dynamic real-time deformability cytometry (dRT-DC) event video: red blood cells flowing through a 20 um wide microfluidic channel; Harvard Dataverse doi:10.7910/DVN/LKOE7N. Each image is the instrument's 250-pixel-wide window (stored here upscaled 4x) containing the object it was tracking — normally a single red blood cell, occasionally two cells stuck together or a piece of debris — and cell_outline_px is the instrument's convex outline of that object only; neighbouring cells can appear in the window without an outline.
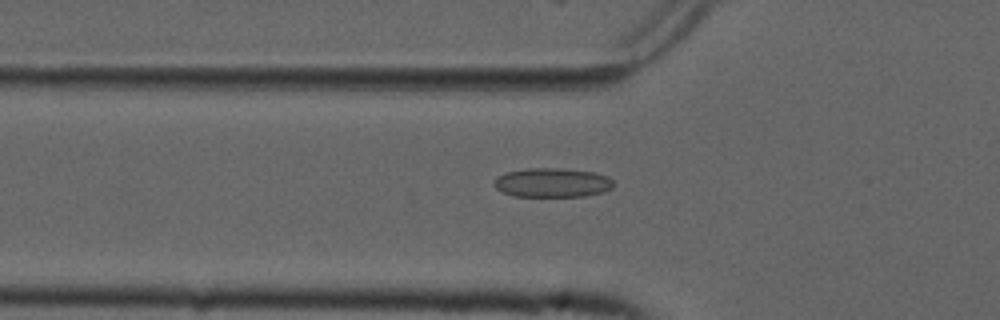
{"species": "common noctule bat (a hibernating species)", "species_latin": "Nyctalus noctula", "temperature_condition": "cold", "stored_images_in_passage": 43, "camera_frame_rate_fps": 3000, "um_per_image_px": 0.085, "animal": {"sex": "male", "forearm_length_mm": 52.5}, "frame": {"image": 1, "passage_image": 7, "time_ms": 2.0, "image_size_px": [1000, 320], "cell_outline_px": [[616, 184], [612, 188], [604, 192], [584, 196], [512, 196], [496, 188], [492, 184], [496, 176], [508, 172], [528, 168], [560, 168], [596, 172], [608, 176]], "centroid_in_image_um": [46.97, 15.52], "position_along_channel_um": 78.8, "area_um2": 20.52}}
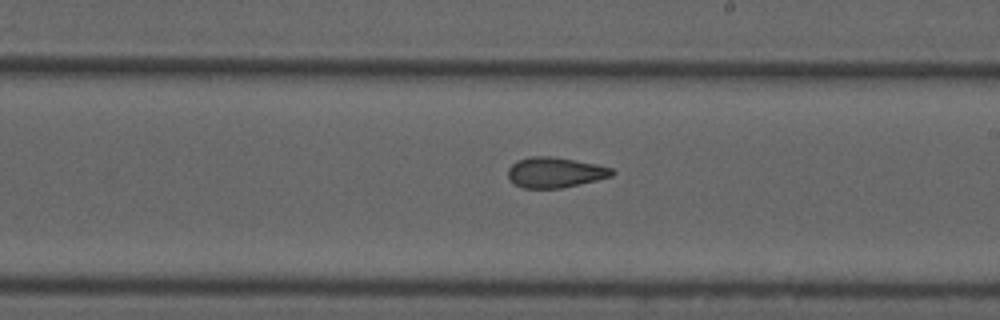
{"frame": {"image": 2, "passage_image": 20, "time_ms": 6.333, "image_size_px": [1000, 320], "cell_outline_px": [[616, 172], [612, 176], [596, 180], [560, 188], [524, 188], [512, 184], [508, 176], [508, 168], [516, 160], [528, 156], [552, 156], [576, 160], [596, 164], [612, 168]], "centroid_in_image_um": [47.14, 14.64], "position_along_channel_um": 241.9, "area_um2": 18.55}}
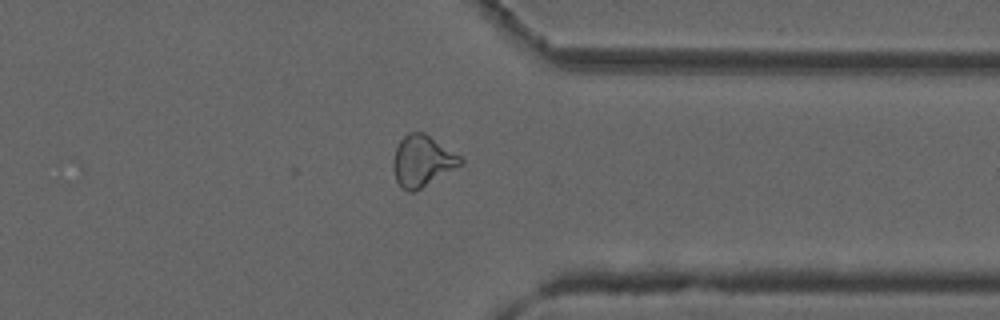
{"frame": {"image": 3, "passage_image": 31, "time_ms": 10.0, "image_size_px": [1000, 320], "cell_outline_px": [[464, 164], [416, 192], [408, 192], [400, 188], [396, 180], [392, 168], [392, 160], [396, 148], [400, 140], [408, 132], [424, 132], [460, 156], [464, 160]], "centroid_in_image_um": [35.88, 13.72], "position_along_channel_um": 375.5, "area_um2": 20.4}, "authors_computed_cell_mechanics": {"area_um2": 19.4208, "velocity_mm_per_s": 3.754, "shape_relaxation_time_tau1_ms": null, "shape_relaxation_time_tau2_ms": 2.0648, "deformation_change_tau1": null, "deformation_change_tau2": 0.0894}}